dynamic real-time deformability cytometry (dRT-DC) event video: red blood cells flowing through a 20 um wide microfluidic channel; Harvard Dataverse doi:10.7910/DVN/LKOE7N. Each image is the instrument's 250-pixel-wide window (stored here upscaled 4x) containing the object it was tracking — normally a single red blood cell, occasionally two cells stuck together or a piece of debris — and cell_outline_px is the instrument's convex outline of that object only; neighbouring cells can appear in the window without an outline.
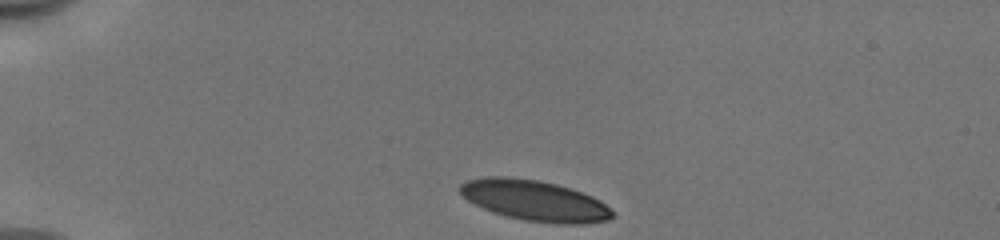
{"species": "human", "species_latin": "Homo sapiens", "temperature_condition": "cold", "stored_images_in_passage": 34, "camera_frame_rate_fps": 3000, "um_per_image_px": 0.085, "donor": {"sex": "male"}, "frame": {"image": 1, "passage_image": 1, "time_ms": 0.0, "image_size_px": [1000, 240], "cell_outline_px": [[616, 216], [608, 220], [588, 224], [556, 224], [524, 220], [492, 212], [468, 200], [460, 192], [460, 184], [468, 180], [484, 176], [504, 176], [540, 180], [556, 184], [592, 196], [600, 200]], "centroid_in_image_um": [45.46, 17.05], "position_along_channel_um": 39.5, "area_um2": 36.01}}
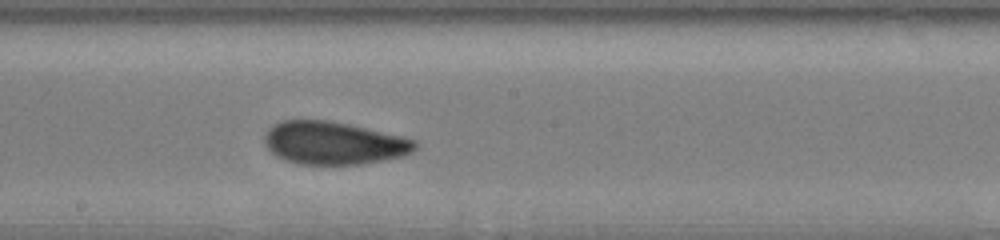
{"frame": {"image": 2, "passage_image": 19, "time_ms": 6.0, "image_size_px": [1000, 240], "cell_outline_px": [[416, 148], [412, 152], [400, 156], [360, 164], [300, 164], [284, 160], [276, 156], [264, 144], [264, 136], [268, 128], [272, 124], [280, 120], [332, 120], [400, 136], [416, 140]], "centroid_in_image_um": [28.3, 12.14], "position_along_channel_um": 219.9, "area_um2": 37.45}}
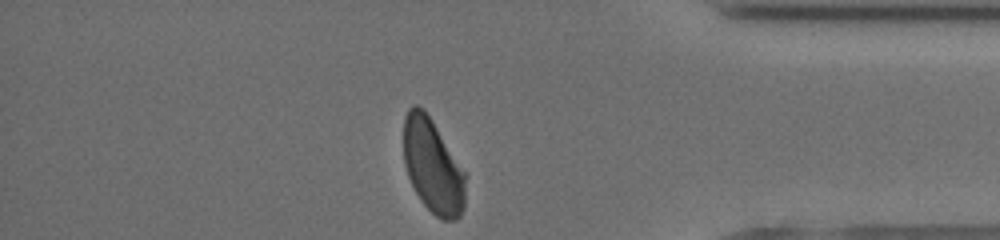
{"frame": {"image": 3, "passage_image": 34, "time_ms": 11.0, "image_size_px": [1000, 240], "cell_outline_px": [[468, 176], [464, 208], [460, 216], [456, 220], [444, 220], [436, 216], [420, 200], [408, 176], [404, 164], [404, 116], [408, 108], [412, 104], [416, 104], [424, 108], [432, 120]], "centroid_in_image_um": [36.81, 14.12], "position_along_channel_um": 398.4, "area_um2": 34.39}, "authors_computed_cell_mechanics": {"area_um2": 37.4544, "velocity_mm_per_s": 3.9506, "shape_relaxation_time_tau1_ms": 4.138, "shape_relaxation_time_tau2_ms": 1.0142, "deformation_change_tau1": 0.1236, "deformation_change_tau2": 0.0626}}